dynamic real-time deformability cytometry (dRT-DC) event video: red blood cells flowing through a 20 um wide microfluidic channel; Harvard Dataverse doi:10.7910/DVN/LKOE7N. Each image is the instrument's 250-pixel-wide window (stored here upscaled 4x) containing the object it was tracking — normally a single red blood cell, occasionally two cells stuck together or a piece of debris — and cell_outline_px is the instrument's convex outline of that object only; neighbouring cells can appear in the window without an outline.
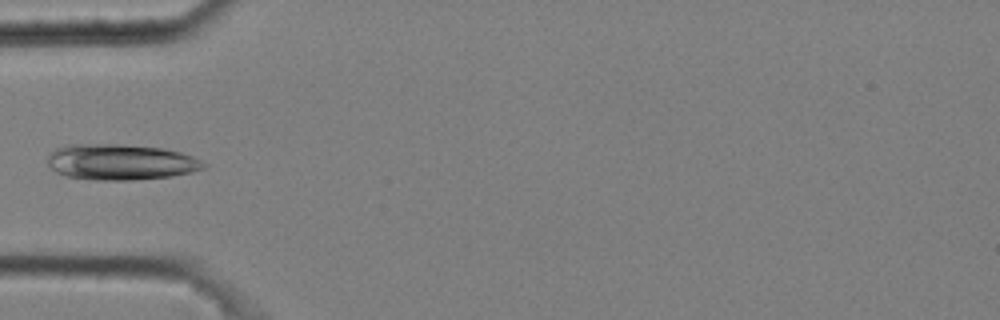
{"species": "common noctule bat (a hibernating species)", "species_latin": "Nyctalus noctula", "temperature_condition": "cold", "stored_images_in_passage": 4, "camera_frame_rate_fps": 3000, "um_per_image_px": 0.085, "animal": {"sex": "male", "body_mass_g": 20.4}, "frame": {"image": 1, "passage_image": 4, "time_ms": 1.0, "image_size_px": [1000, 320], "cell_outline_px": [[208, 164], [204, 168], [192, 172], [172, 176], [132, 180], [96, 180], [68, 176], [56, 172], [48, 164], [48, 156], [56, 148], [68, 144], [120, 144], [164, 148], [180, 152], [192, 156]], "centroid_in_image_um": [10.27, 13.77], "position_along_channel_um": 74.7, "area_um2": 32.6}}